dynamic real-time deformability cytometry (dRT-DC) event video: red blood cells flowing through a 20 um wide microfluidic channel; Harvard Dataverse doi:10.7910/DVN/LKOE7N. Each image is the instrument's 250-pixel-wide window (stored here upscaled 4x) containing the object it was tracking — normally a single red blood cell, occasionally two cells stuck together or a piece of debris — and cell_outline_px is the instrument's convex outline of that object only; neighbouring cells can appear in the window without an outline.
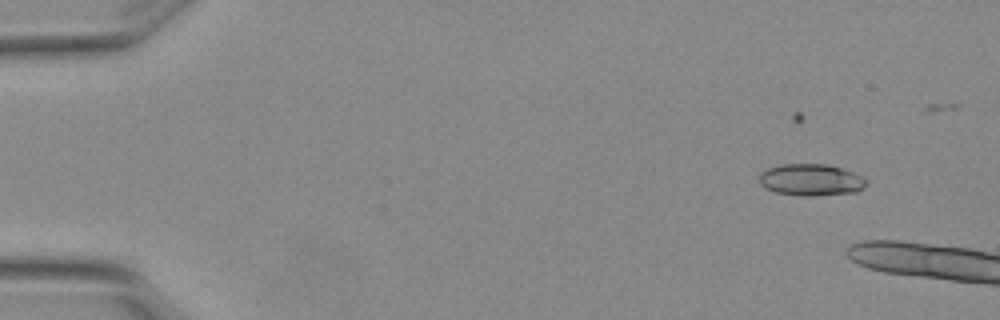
{"species": "Egyptian fruit bat (a non-hibernating species)", "species_latin": "Rousettus aegyptiacus", "temperature_condition": "warm", "stored_images_in_passage": 5, "camera_frame_rate_fps": 3000, "um_per_image_px": 0.085, "animal": {"sex": "female"}, "frame": {"image": 1, "passage_image": 1, "time_ms": 0.0, "image_size_px": [1000, 320], "cell_outline_px": [[868, 184], [864, 188], [856, 192], [812, 196], [804, 196], [776, 192], [764, 188], [760, 184], [760, 172], [768, 168], [780, 164], [828, 164], [852, 172], [868, 180]], "centroid_in_image_um": [68.93, 15.29], "position_along_channel_um": 16.1, "area_um2": 19.88}}